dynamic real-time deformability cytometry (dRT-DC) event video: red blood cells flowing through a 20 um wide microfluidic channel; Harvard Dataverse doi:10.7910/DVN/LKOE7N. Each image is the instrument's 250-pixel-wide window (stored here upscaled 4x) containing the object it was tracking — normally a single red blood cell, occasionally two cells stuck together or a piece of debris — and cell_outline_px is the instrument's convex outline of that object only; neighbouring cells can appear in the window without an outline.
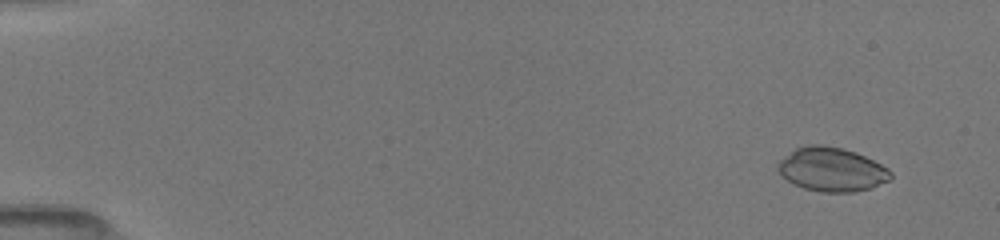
{"species": "common noctule bat (a hibernating species)", "species_latin": "Nyctalus noctula", "temperature_condition": "room temperature", "stored_images_in_passage": 52, "camera_frame_rate_fps": 3000, "um_per_image_px": 0.085, "animal": {"sex": "female", "body_mass_g": 19.5, "forearm_length_mm": 54.1}, "frame": {"image": 1, "passage_image": 4, "time_ms": 1.0, "image_size_px": [1000, 240], "cell_outline_px": [[892, 180], [872, 188], [856, 192], [820, 192], [804, 188], [792, 184], [776, 168], [776, 164], [784, 156], [796, 148], [808, 144], [824, 144], [844, 148], [856, 152], [888, 168], [892, 172]], "centroid_in_image_um": [70.72, 14.4], "position_along_channel_um": 14.3, "area_um2": 29.19}}
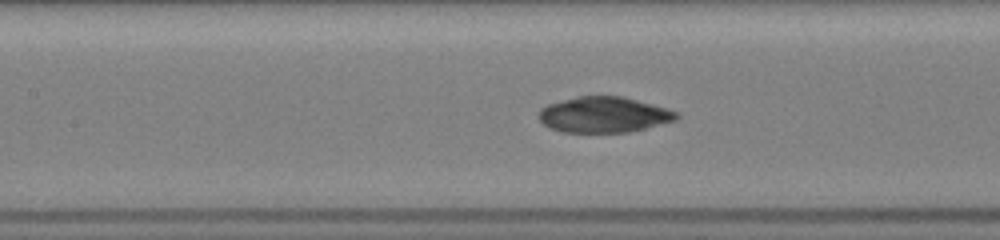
{"frame": {"image": 2, "passage_image": 25, "time_ms": 8.0, "image_size_px": [1000, 240], "cell_outline_px": [[680, 116], [676, 120], [628, 132], [564, 132], [548, 128], [536, 116], [540, 108], [548, 104], [576, 96], [620, 96], [668, 108], [676, 112]], "centroid_in_image_um": [51.28, 9.75], "position_along_channel_um": 156.1, "area_um2": 28.61}}
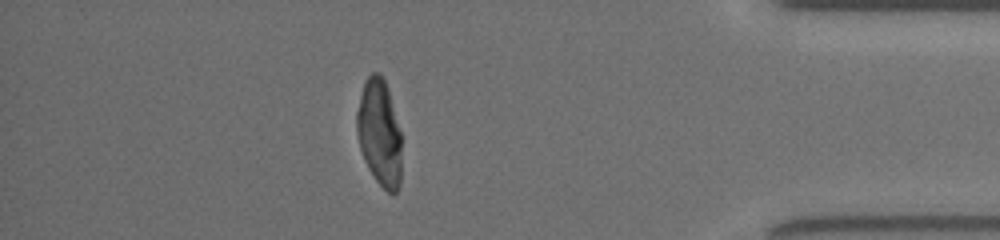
{"frame": {"image": 3, "passage_image": 46, "time_ms": 15.0, "image_size_px": [1000, 240], "cell_outline_px": [[400, 184], [396, 192], [388, 192], [376, 180], [368, 168], [364, 160], [360, 148], [356, 132], [356, 112], [364, 80], [372, 72], [380, 72], [388, 88], [400, 132]], "centroid_in_image_um": [32.22, 11.25], "position_along_channel_um": 403.0, "area_um2": 27.69}, "authors_computed_cell_mechanics": {"area_um2": 28.6688, "velocity_mm_per_s": 4.0036, "shape_relaxation_time_tau1_ms": 8.9539, "shape_relaxation_time_tau2_ms": 0.8235, "deformation_change_tau1": 0.3202, "deformation_change_tau2": 0.031}}